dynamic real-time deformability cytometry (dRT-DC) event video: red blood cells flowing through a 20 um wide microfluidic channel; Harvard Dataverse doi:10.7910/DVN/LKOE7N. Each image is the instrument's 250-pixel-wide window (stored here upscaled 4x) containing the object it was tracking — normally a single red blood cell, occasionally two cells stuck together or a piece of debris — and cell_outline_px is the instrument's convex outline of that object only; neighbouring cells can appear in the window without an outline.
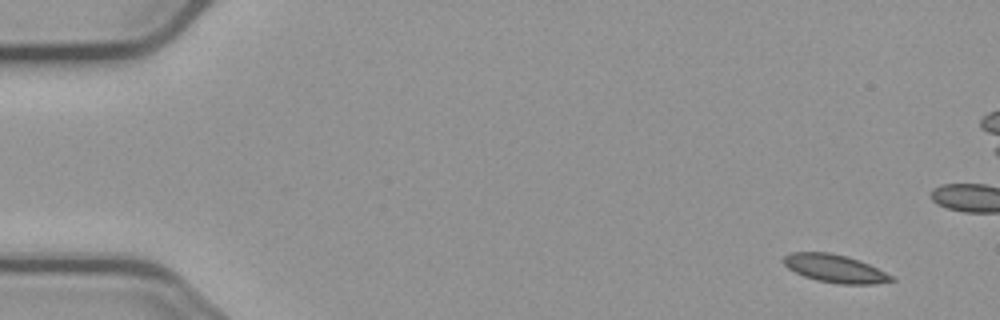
{"species": "common noctule bat (a hibernating species)", "species_latin": "Nyctalus noctula", "temperature_condition": "cold", "stored_images_in_passage": 10, "camera_frame_rate_fps": 3000, "um_per_image_px": 0.085, "animal": {"sex": "male", "body_mass_g": 23.1, "forearm_length_mm": 52.7}, "frame": {"image": 1, "passage_image": 1, "time_ms": 0.0, "image_size_px": [1000, 320], "cell_outline_px": [[896, 280], [876, 284], [836, 284], [816, 280], [804, 276], [788, 268], [784, 264], [784, 256], [792, 252], [828, 252], [844, 256], [868, 264], [896, 276]], "centroid_in_image_um": [71.01, 22.84], "position_along_channel_um": 14.0, "area_um2": 17.51}}
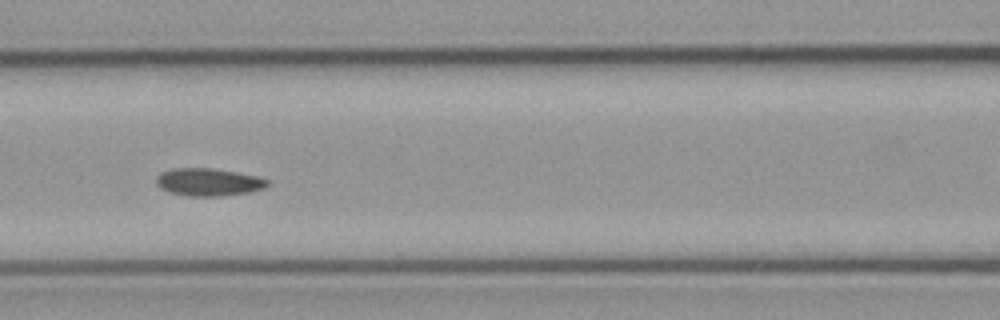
{"frame": {"image": 2, "passage_image": 7, "time_ms": 7.0, "image_size_px": [1000, 320], "cell_outline_px": [[268, 184], [264, 188], [248, 192], [220, 196], [188, 196], [168, 192], [160, 188], [156, 184], [156, 176], [160, 172], [172, 168], [212, 168], [236, 172], [256, 176], [268, 180]], "centroid_in_image_um": [17.66, 15.47], "position_along_channel_um": 148.9, "area_um2": 17.92}}